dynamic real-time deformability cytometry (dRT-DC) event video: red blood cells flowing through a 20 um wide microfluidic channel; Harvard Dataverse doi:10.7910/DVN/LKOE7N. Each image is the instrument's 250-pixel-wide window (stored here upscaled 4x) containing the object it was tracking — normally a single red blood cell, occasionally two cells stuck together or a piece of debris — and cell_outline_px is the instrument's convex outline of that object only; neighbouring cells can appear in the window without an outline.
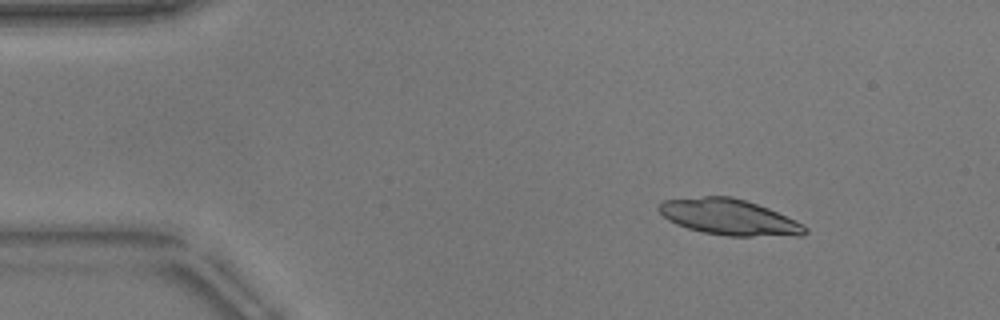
{"species": "common noctule bat (a hibernating species)", "species_latin": "Nyctalus noctula", "temperature_condition": "warm", "stored_images_in_passage": 47, "camera_frame_rate_fps": 3000, "um_per_image_px": 0.085, "animal": {"sex": "male", "body_mass_g": 17.9}, "frame": {"image": 1, "passage_image": 2, "time_ms": 0.333, "image_size_px": [1000, 320], "cell_outline_px": [[808, 232], [800, 236], [728, 236], [704, 232], [688, 228], [676, 224], [668, 220], [656, 208], [660, 200], [704, 196], [732, 196], [768, 208], [796, 220], [808, 228]], "centroid_in_image_um": [61.97, 18.45], "position_along_channel_um": 23.0, "area_um2": 30.69}}